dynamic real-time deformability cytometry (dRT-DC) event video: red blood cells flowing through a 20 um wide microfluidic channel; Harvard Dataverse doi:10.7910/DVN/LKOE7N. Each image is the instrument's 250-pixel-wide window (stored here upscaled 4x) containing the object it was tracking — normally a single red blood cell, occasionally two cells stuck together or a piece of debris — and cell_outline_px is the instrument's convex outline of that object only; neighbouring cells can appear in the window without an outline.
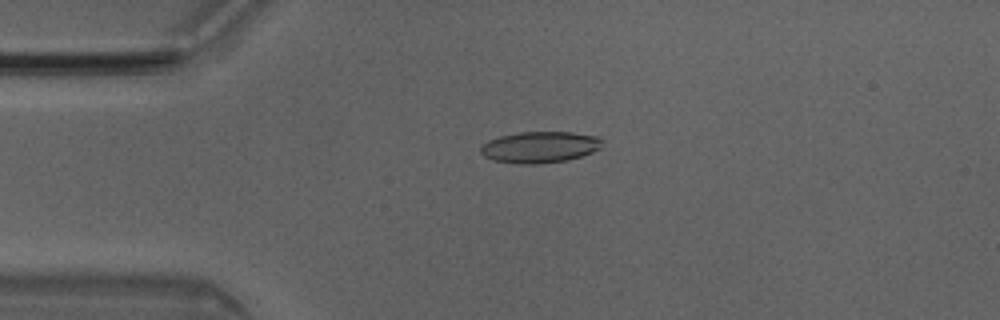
{"species": "Egyptian fruit bat (a non-hibernating species)", "species_latin": "Rousettus aegyptiacus", "temperature_condition": "room temperature", "stored_images_in_passage": 5, "camera_frame_rate_fps": 3000, "um_per_image_px": 0.085, "animal": {"sex": "male"}, "frame": {"image": 1, "passage_image": 3, "time_ms": 0.667, "image_size_px": [1000, 320], "cell_outline_px": [[604, 140], [600, 148], [592, 152], [568, 160], [536, 164], [520, 164], [492, 160], [484, 156], [480, 152], [480, 148], [488, 140], [500, 136], [520, 132], [572, 132], [600, 136]], "centroid_in_image_um": [45.91, 12.5], "position_along_channel_um": 39.1, "area_um2": 22.31}}